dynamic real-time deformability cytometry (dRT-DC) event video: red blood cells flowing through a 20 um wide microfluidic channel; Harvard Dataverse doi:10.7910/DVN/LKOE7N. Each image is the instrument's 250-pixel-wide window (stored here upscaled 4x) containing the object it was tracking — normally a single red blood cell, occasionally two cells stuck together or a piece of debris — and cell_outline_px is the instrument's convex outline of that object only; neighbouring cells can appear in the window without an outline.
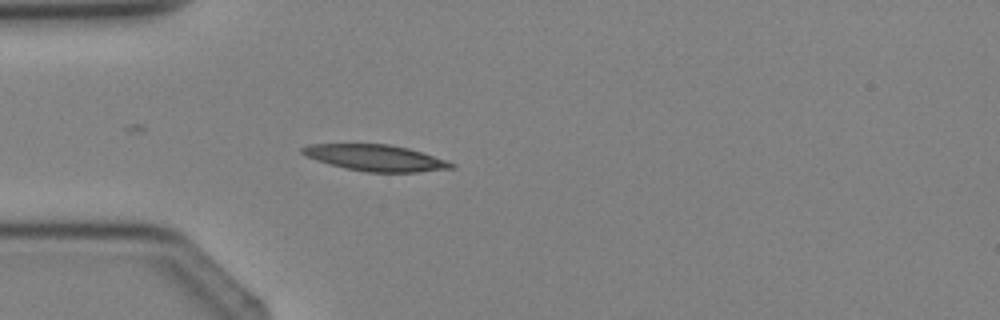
{"species": "Egyptian fruit bat (a non-hibernating species)", "species_latin": "Rousettus aegyptiacus", "temperature_condition": "cold", "stored_images_in_passage": 3, "camera_frame_rate_fps": 3000, "um_per_image_px": 0.085, "animal": {"sex": "female"}, "frame": {"image": 1, "passage_image": 3, "time_ms": 2.333, "image_size_px": [1000, 320], "cell_outline_px": [[456, 168], [416, 172], [368, 172], [344, 168], [316, 160], [300, 152], [300, 148], [308, 144], [388, 144], [408, 148], [456, 164]], "centroid_in_image_um": [31.9, 13.42], "position_along_channel_um": 53.1, "area_um2": 22.6}}